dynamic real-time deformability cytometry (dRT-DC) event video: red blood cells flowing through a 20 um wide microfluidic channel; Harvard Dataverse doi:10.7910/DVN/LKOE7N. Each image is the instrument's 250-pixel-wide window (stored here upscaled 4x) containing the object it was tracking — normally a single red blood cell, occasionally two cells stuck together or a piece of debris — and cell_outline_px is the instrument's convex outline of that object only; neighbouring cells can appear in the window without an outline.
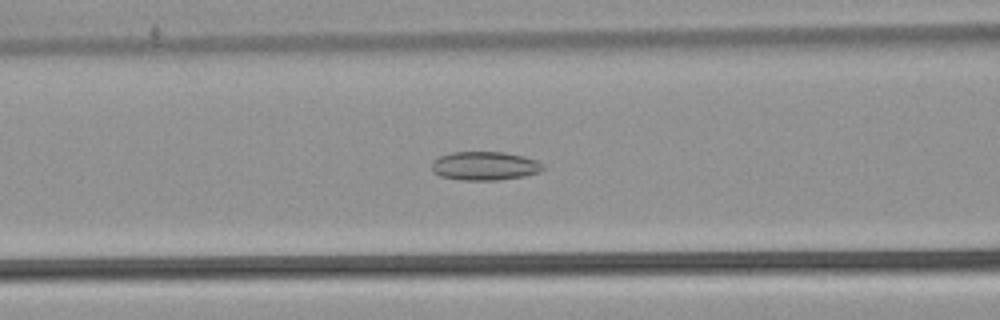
{"species": "common noctule bat (a hibernating species)", "species_latin": "Nyctalus noctula", "temperature_condition": "warm", "stored_images_in_passage": 50, "camera_frame_rate_fps": 3000, "um_per_image_px": 0.085, "animal": {"sex": "male", "body_mass_g": 21.5, "forearm_length_mm": 52.0}, "frame": {"image": 1, "passage_image": 19, "time_ms": 6.0, "image_size_px": [1000, 320], "cell_outline_px": [[544, 168], [540, 172], [524, 176], [496, 180], [460, 180], [440, 176], [432, 172], [432, 164], [440, 156], [452, 152], [504, 152], [524, 156], [536, 160], [544, 164]], "centroid_in_image_um": [41.22, 14.1], "position_along_channel_um": 125.4, "area_um2": 18.61}}
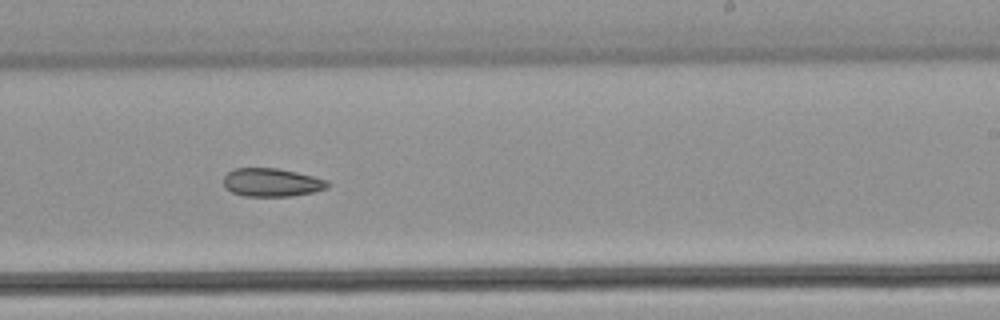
{"frame": {"image": 2, "passage_image": 30, "time_ms": 9.667, "image_size_px": [1000, 320], "cell_outline_px": [[328, 188], [312, 192], [292, 196], [244, 196], [232, 192], [224, 188], [224, 176], [228, 172], [236, 168], [276, 168], [296, 172], [328, 180]], "centroid_in_image_um": [23.08, 15.51], "position_along_channel_um": 265.9, "area_um2": 17.11}}
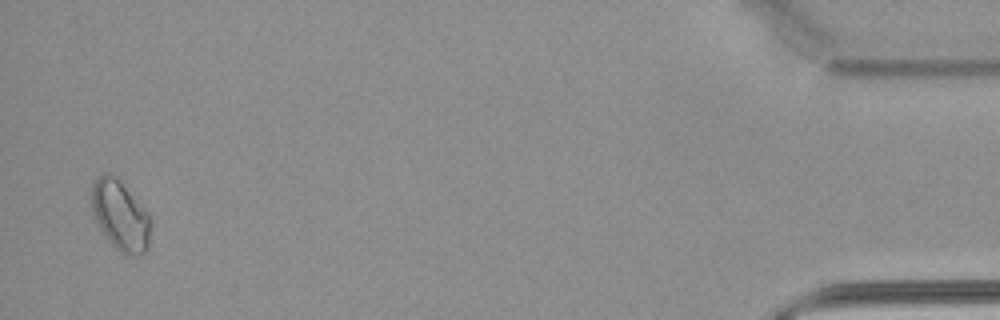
{"frame": {"image": 3, "passage_image": 49, "time_ms": 16.0, "image_size_px": [1000, 320], "cell_outline_px": [[152, 228], [148, 248], [144, 252], [128, 256], [120, 252], [116, 248], [100, 228], [92, 212], [92, 184], [96, 176], [100, 172], [108, 172], [116, 176], [148, 212]], "centroid_in_image_um": [10.24, 18.28], "position_along_channel_um": 425.0, "area_um2": 24.16}}